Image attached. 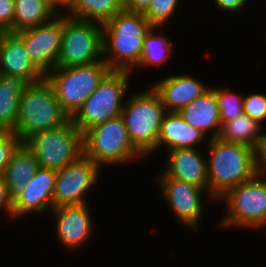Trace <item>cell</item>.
I'll return each mask as SVG.
<instances>
[{"instance_id":"cell-30","label":"cell","mask_w":266,"mask_h":267,"mask_svg":"<svg viewBox=\"0 0 266 267\" xmlns=\"http://www.w3.org/2000/svg\"><path fill=\"white\" fill-rule=\"evenodd\" d=\"M243 113L261 125V121L266 119V95L254 93L243 96Z\"/></svg>"},{"instance_id":"cell-8","label":"cell","mask_w":266,"mask_h":267,"mask_svg":"<svg viewBox=\"0 0 266 267\" xmlns=\"http://www.w3.org/2000/svg\"><path fill=\"white\" fill-rule=\"evenodd\" d=\"M24 144L36 157L39 167L54 171L83 154L82 133L71 119L61 127L32 135Z\"/></svg>"},{"instance_id":"cell-3","label":"cell","mask_w":266,"mask_h":267,"mask_svg":"<svg viewBox=\"0 0 266 267\" xmlns=\"http://www.w3.org/2000/svg\"><path fill=\"white\" fill-rule=\"evenodd\" d=\"M70 119L52 86L43 79L29 84L21 94L18 119L12 131L24 143L32 135L61 127Z\"/></svg>"},{"instance_id":"cell-15","label":"cell","mask_w":266,"mask_h":267,"mask_svg":"<svg viewBox=\"0 0 266 267\" xmlns=\"http://www.w3.org/2000/svg\"><path fill=\"white\" fill-rule=\"evenodd\" d=\"M56 171L39 167L23 191L12 201V217L53 209Z\"/></svg>"},{"instance_id":"cell-32","label":"cell","mask_w":266,"mask_h":267,"mask_svg":"<svg viewBox=\"0 0 266 267\" xmlns=\"http://www.w3.org/2000/svg\"><path fill=\"white\" fill-rule=\"evenodd\" d=\"M3 208L12 216V200L8 192L5 178L0 174V209Z\"/></svg>"},{"instance_id":"cell-19","label":"cell","mask_w":266,"mask_h":267,"mask_svg":"<svg viewBox=\"0 0 266 267\" xmlns=\"http://www.w3.org/2000/svg\"><path fill=\"white\" fill-rule=\"evenodd\" d=\"M182 118L204 135L210 129L216 130L212 139L218 138L221 130L220 112L216 91L208 88L201 96L190 102L178 112Z\"/></svg>"},{"instance_id":"cell-12","label":"cell","mask_w":266,"mask_h":267,"mask_svg":"<svg viewBox=\"0 0 266 267\" xmlns=\"http://www.w3.org/2000/svg\"><path fill=\"white\" fill-rule=\"evenodd\" d=\"M99 166L83 154L71 164L56 171L53 208L85 204L84 194L96 183Z\"/></svg>"},{"instance_id":"cell-27","label":"cell","mask_w":266,"mask_h":267,"mask_svg":"<svg viewBox=\"0 0 266 267\" xmlns=\"http://www.w3.org/2000/svg\"><path fill=\"white\" fill-rule=\"evenodd\" d=\"M213 89L216 91L221 125L243 114V97L221 87Z\"/></svg>"},{"instance_id":"cell-4","label":"cell","mask_w":266,"mask_h":267,"mask_svg":"<svg viewBox=\"0 0 266 267\" xmlns=\"http://www.w3.org/2000/svg\"><path fill=\"white\" fill-rule=\"evenodd\" d=\"M167 113L159 95L151 87L133 95L121 112L132 144L143 154L156 150L164 115Z\"/></svg>"},{"instance_id":"cell-25","label":"cell","mask_w":266,"mask_h":267,"mask_svg":"<svg viewBox=\"0 0 266 267\" xmlns=\"http://www.w3.org/2000/svg\"><path fill=\"white\" fill-rule=\"evenodd\" d=\"M66 8L68 16L105 24L124 10L123 0H72Z\"/></svg>"},{"instance_id":"cell-10","label":"cell","mask_w":266,"mask_h":267,"mask_svg":"<svg viewBox=\"0 0 266 267\" xmlns=\"http://www.w3.org/2000/svg\"><path fill=\"white\" fill-rule=\"evenodd\" d=\"M259 171L251 179L228 190L221 198L227 214L221 226L261 228L266 226V179ZM263 179V180H262Z\"/></svg>"},{"instance_id":"cell-1","label":"cell","mask_w":266,"mask_h":267,"mask_svg":"<svg viewBox=\"0 0 266 267\" xmlns=\"http://www.w3.org/2000/svg\"><path fill=\"white\" fill-rule=\"evenodd\" d=\"M152 27L142 12L126 10L102 25V58L111 71L131 73L133 66L138 67L145 36Z\"/></svg>"},{"instance_id":"cell-22","label":"cell","mask_w":266,"mask_h":267,"mask_svg":"<svg viewBox=\"0 0 266 267\" xmlns=\"http://www.w3.org/2000/svg\"><path fill=\"white\" fill-rule=\"evenodd\" d=\"M28 85L19 77L0 74V130L15 128L21 94Z\"/></svg>"},{"instance_id":"cell-23","label":"cell","mask_w":266,"mask_h":267,"mask_svg":"<svg viewBox=\"0 0 266 267\" xmlns=\"http://www.w3.org/2000/svg\"><path fill=\"white\" fill-rule=\"evenodd\" d=\"M262 125L246 114L237 116L221 125L219 139L224 142L242 144L260 151L264 134H260Z\"/></svg>"},{"instance_id":"cell-34","label":"cell","mask_w":266,"mask_h":267,"mask_svg":"<svg viewBox=\"0 0 266 267\" xmlns=\"http://www.w3.org/2000/svg\"><path fill=\"white\" fill-rule=\"evenodd\" d=\"M152 0H123V7L126 11L144 12Z\"/></svg>"},{"instance_id":"cell-5","label":"cell","mask_w":266,"mask_h":267,"mask_svg":"<svg viewBox=\"0 0 266 267\" xmlns=\"http://www.w3.org/2000/svg\"><path fill=\"white\" fill-rule=\"evenodd\" d=\"M110 71L102 60L89 65L56 67L45 75V79L71 118Z\"/></svg>"},{"instance_id":"cell-18","label":"cell","mask_w":266,"mask_h":267,"mask_svg":"<svg viewBox=\"0 0 266 267\" xmlns=\"http://www.w3.org/2000/svg\"><path fill=\"white\" fill-rule=\"evenodd\" d=\"M152 88L167 112H179L209 87L190 75H173L160 80Z\"/></svg>"},{"instance_id":"cell-7","label":"cell","mask_w":266,"mask_h":267,"mask_svg":"<svg viewBox=\"0 0 266 267\" xmlns=\"http://www.w3.org/2000/svg\"><path fill=\"white\" fill-rule=\"evenodd\" d=\"M83 155L101 163H125L144 156L132 144L121 116L98 124L82 134Z\"/></svg>"},{"instance_id":"cell-26","label":"cell","mask_w":266,"mask_h":267,"mask_svg":"<svg viewBox=\"0 0 266 267\" xmlns=\"http://www.w3.org/2000/svg\"><path fill=\"white\" fill-rule=\"evenodd\" d=\"M154 29L157 28L152 27L145 36L141 60L138 64L140 67L151 64L160 66L171 56V42L166 37L154 34Z\"/></svg>"},{"instance_id":"cell-36","label":"cell","mask_w":266,"mask_h":267,"mask_svg":"<svg viewBox=\"0 0 266 267\" xmlns=\"http://www.w3.org/2000/svg\"><path fill=\"white\" fill-rule=\"evenodd\" d=\"M72 0H51L52 4L58 9V10H62V9H59V5H60V8L62 7H66ZM62 5V7H61Z\"/></svg>"},{"instance_id":"cell-2","label":"cell","mask_w":266,"mask_h":267,"mask_svg":"<svg viewBox=\"0 0 266 267\" xmlns=\"http://www.w3.org/2000/svg\"><path fill=\"white\" fill-rule=\"evenodd\" d=\"M208 192L212 199L221 198L228 190L251 179L259 172L258 152L242 144L214 138L208 140Z\"/></svg>"},{"instance_id":"cell-20","label":"cell","mask_w":266,"mask_h":267,"mask_svg":"<svg viewBox=\"0 0 266 267\" xmlns=\"http://www.w3.org/2000/svg\"><path fill=\"white\" fill-rule=\"evenodd\" d=\"M205 135L187 123L178 112H167L162 120L156 149L166 144L168 151L178 148H196ZM164 143V144H163Z\"/></svg>"},{"instance_id":"cell-35","label":"cell","mask_w":266,"mask_h":267,"mask_svg":"<svg viewBox=\"0 0 266 267\" xmlns=\"http://www.w3.org/2000/svg\"><path fill=\"white\" fill-rule=\"evenodd\" d=\"M258 168L259 171L266 173V133H264L263 144L258 152Z\"/></svg>"},{"instance_id":"cell-11","label":"cell","mask_w":266,"mask_h":267,"mask_svg":"<svg viewBox=\"0 0 266 267\" xmlns=\"http://www.w3.org/2000/svg\"><path fill=\"white\" fill-rule=\"evenodd\" d=\"M59 14L44 24L16 32L23 39L30 60L44 75L56 68L61 50L63 14Z\"/></svg>"},{"instance_id":"cell-31","label":"cell","mask_w":266,"mask_h":267,"mask_svg":"<svg viewBox=\"0 0 266 267\" xmlns=\"http://www.w3.org/2000/svg\"><path fill=\"white\" fill-rule=\"evenodd\" d=\"M15 0H0V32H14Z\"/></svg>"},{"instance_id":"cell-13","label":"cell","mask_w":266,"mask_h":267,"mask_svg":"<svg viewBox=\"0 0 266 267\" xmlns=\"http://www.w3.org/2000/svg\"><path fill=\"white\" fill-rule=\"evenodd\" d=\"M156 179L163 191L165 201L167 200L175 215L178 216L179 222L197 231L198 222L203 213L201 195L204 193V189L168 177L163 171Z\"/></svg>"},{"instance_id":"cell-16","label":"cell","mask_w":266,"mask_h":267,"mask_svg":"<svg viewBox=\"0 0 266 267\" xmlns=\"http://www.w3.org/2000/svg\"><path fill=\"white\" fill-rule=\"evenodd\" d=\"M86 205H63L52 209L56 215L58 239L63 246L79 248L91 236L93 221Z\"/></svg>"},{"instance_id":"cell-29","label":"cell","mask_w":266,"mask_h":267,"mask_svg":"<svg viewBox=\"0 0 266 267\" xmlns=\"http://www.w3.org/2000/svg\"><path fill=\"white\" fill-rule=\"evenodd\" d=\"M22 144L13 131L0 130V174H3L13 153Z\"/></svg>"},{"instance_id":"cell-14","label":"cell","mask_w":266,"mask_h":267,"mask_svg":"<svg viewBox=\"0 0 266 267\" xmlns=\"http://www.w3.org/2000/svg\"><path fill=\"white\" fill-rule=\"evenodd\" d=\"M0 74L19 77L28 84L45 79L33 64L23 39L16 32H0Z\"/></svg>"},{"instance_id":"cell-17","label":"cell","mask_w":266,"mask_h":267,"mask_svg":"<svg viewBox=\"0 0 266 267\" xmlns=\"http://www.w3.org/2000/svg\"><path fill=\"white\" fill-rule=\"evenodd\" d=\"M200 153L196 148L169 150L168 165L163 173L168 177L194 184L208 191L207 158Z\"/></svg>"},{"instance_id":"cell-21","label":"cell","mask_w":266,"mask_h":267,"mask_svg":"<svg viewBox=\"0 0 266 267\" xmlns=\"http://www.w3.org/2000/svg\"><path fill=\"white\" fill-rule=\"evenodd\" d=\"M38 161L34 154L22 143L13 153L4 173L10 199L13 201L25 188L37 169Z\"/></svg>"},{"instance_id":"cell-9","label":"cell","mask_w":266,"mask_h":267,"mask_svg":"<svg viewBox=\"0 0 266 267\" xmlns=\"http://www.w3.org/2000/svg\"><path fill=\"white\" fill-rule=\"evenodd\" d=\"M102 24L63 15L61 50L56 67L89 65L103 58Z\"/></svg>"},{"instance_id":"cell-33","label":"cell","mask_w":266,"mask_h":267,"mask_svg":"<svg viewBox=\"0 0 266 267\" xmlns=\"http://www.w3.org/2000/svg\"><path fill=\"white\" fill-rule=\"evenodd\" d=\"M219 9L228 11L230 13L236 12L242 9L248 0H214Z\"/></svg>"},{"instance_id":"cell-24","label":"cell","mask_w":266,"mask_h":267,"mask_svg":"<svg viewBox=\"0 0 266 267\" xmlns=\"http://www.w3.org/2000/svg\"><path fill=\"white\" fill-rule=\"evenodd\" d=\"M59 12L51 0H15L14 32L44 24Z\"/></svg>"},{"instance_id":"cell-6","label":"cell","mask_w":266,"mask_h":267,"mask_svg":"<svg viewBox=\"0 0 266 267\" xmlns=\"http://www.w3.org/2000/svg\"><path fill=\"white\" fill-rule=\"evenodd\" d=\"M130 75L127 71H110L71 117L82 134L98 124L121 116Z\"/></svg>"},{"instance_id":"cell-28","label":"cell","mask_w":266,"mask_h":267,"mask_svg":"<svg viewBox=\"0 0 266 267\" xmlns=\"http://www.w3.org/2000/svg\"><path fill=\"white\" fill-rule=\"evenodd\" d=\"M178 2V0H152L143 15L153 27H160L173 15Z\"/></svg>"}]
</instances>
